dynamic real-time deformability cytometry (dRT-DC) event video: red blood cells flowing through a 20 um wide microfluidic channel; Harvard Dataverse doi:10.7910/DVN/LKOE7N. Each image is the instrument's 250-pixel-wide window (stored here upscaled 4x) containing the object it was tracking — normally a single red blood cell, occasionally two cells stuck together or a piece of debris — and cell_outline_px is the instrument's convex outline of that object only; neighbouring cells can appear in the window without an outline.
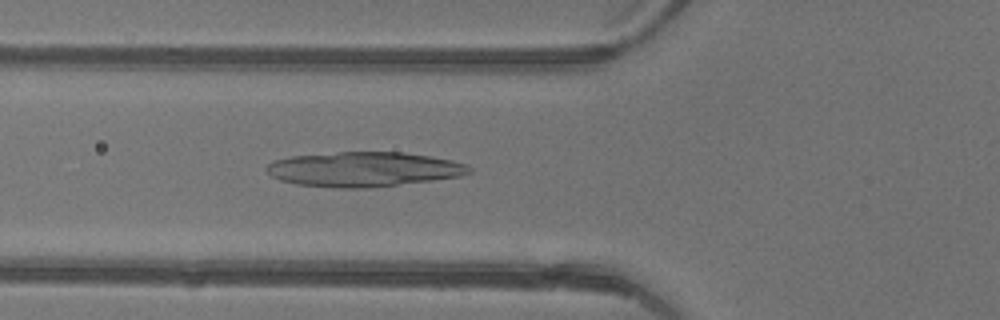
{"species": "common noctule bat (a hibernating species)", "species_latin": "Nyctalus noctula", "temperature_condition": "warm", "stored_images_in_passage": 15, "camera_frame_rate_fps": 3000, "um_per_image_px": 0.085, "animal": {"sex": "female"}, "frame": {"image": 1, "passage_image": 6, "time_ms": 1.667, "image_size_px": [1000, 320], "cell_outline_px": [[472, 172], [460, 176], [432, 180], [368, 188], [336, 188], [296, 184], [280, 180], [272, 176], [264, 168], [272, 160], [292, 156], [340, 152], [404, 152], [432, 156], [452, 160], [464, 164], [472, 168]], "centroid_in_image_um": [30.9, 14.38], "position_along_channel_um": 94.9, "area_um2": 41.04}}
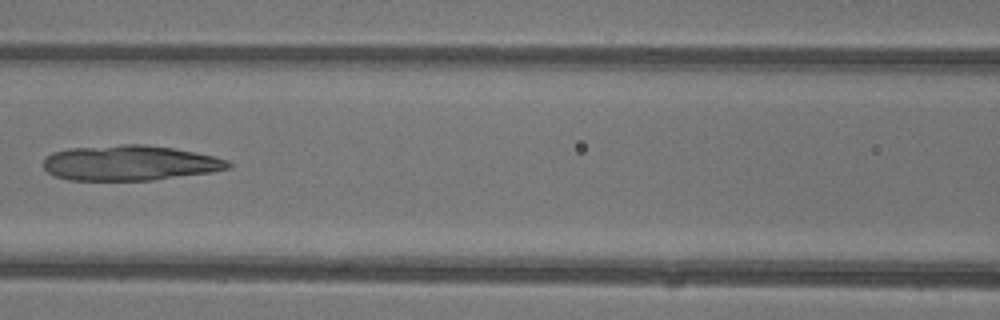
{"frame": {"image": 2, "passage_image": 10, "time_ms": 3.0, "image_size_px": [1000, 320], "cell_outline_px": [[232, 164], [228, 168], [212, 172], [152, 180], [68, 180], [56, 176], [48, 172], [44, 168], [44, 160], [52, 152], [68, 148], [124, 144], [144, 144], [172, 148], [212, 156], [228, 160]], "centroid_in_image_um": [11.01, 13.85], "position_along_channel_um": 155.6, "area_um2": 37.74}}
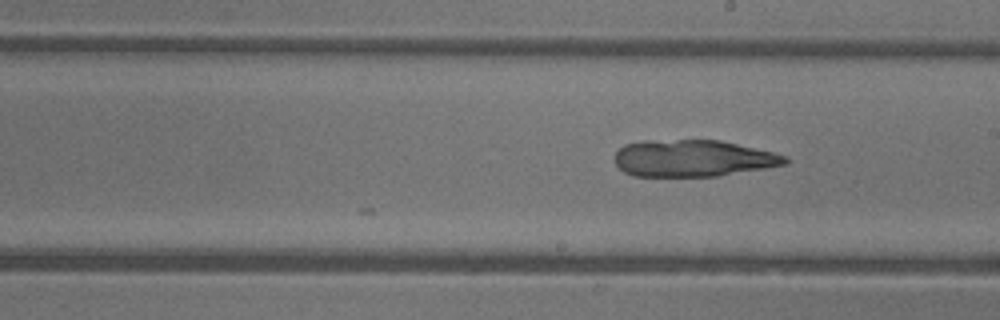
{"frame": {"image": 3, "passage_image": 15, "time_ms": 4.667, "image_size_px": [1000, 320], "cell_outline_px": [[788, 164], [720, 176], [632, 176], [624, 172], [616, 164], [616, 152], [624, 144], [644, 140], [720, 140], [772, 152], [788, 156]], "centroid_in_image_um": [58.91, 13.46], "position_along_channel_um": 230.1, "area_um2": 36.59}}